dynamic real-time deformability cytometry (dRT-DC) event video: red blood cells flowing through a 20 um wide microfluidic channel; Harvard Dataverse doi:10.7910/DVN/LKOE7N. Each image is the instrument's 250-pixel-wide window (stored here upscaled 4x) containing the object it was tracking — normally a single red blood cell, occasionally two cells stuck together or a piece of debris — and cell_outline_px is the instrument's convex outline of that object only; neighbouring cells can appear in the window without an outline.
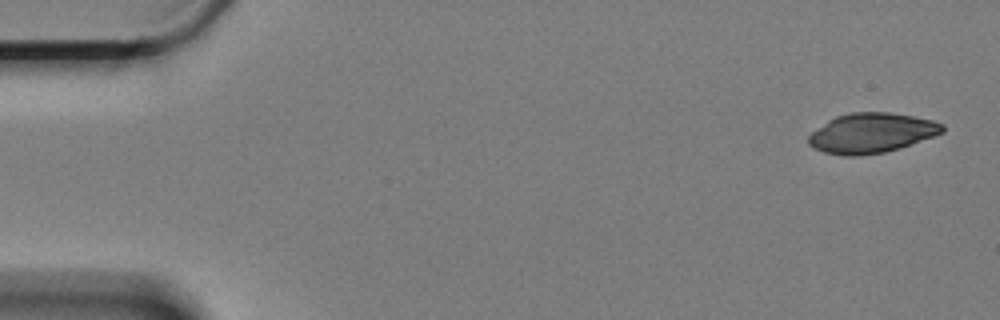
{"species": "Egyptian fruit bat (a non-hibernating species)", "species_latin": "Rousettus aegyptiacus", "temperature_condition": "cold", "stored_images_in_passage": 58, "camera_frame_rate_fps": 3000, "um_per_image_px": 0.085, "animal": {"sex": "female"}, "frame": {"image": 1, "passage_image": 1, "time_ms": 0.0, "image_size_px": [1000, 320], "cell_outline_px": [[944, 132], [884, 152], [860, 156], [844, 156], [824, 152], [808, 144], [808, 136], [812, 132], [828, 120], [836, 116], [852, 112], [888, 112], [912, 116], [932, 120], [944, 124]], "centroid_in_image_um": [74.04, 11.3], "position_along_channel_um": 11.0, "area_um2": 30.69}}
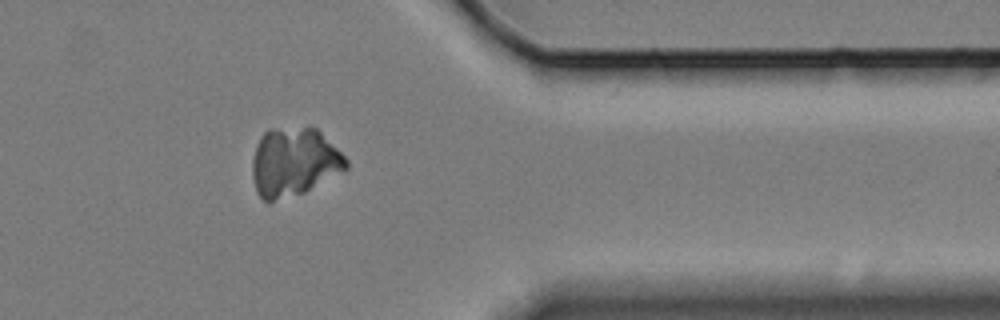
{"frame": {"image": 2, "passage_image": 47, "time_ms": 15.333, "image_size_px": [1000, 320], "cell_outline_px": [[348, 168], [304, 192], [272, 200], [264, 200], [256, 192], [252, 176], [252, 160], [260, 136], [268, 128], [316, 128], [348, 160]], "centroid_in_image_um": [24.96, 13.76], "position_along_channel_um": 386.4, "area_um2": 36.88}}
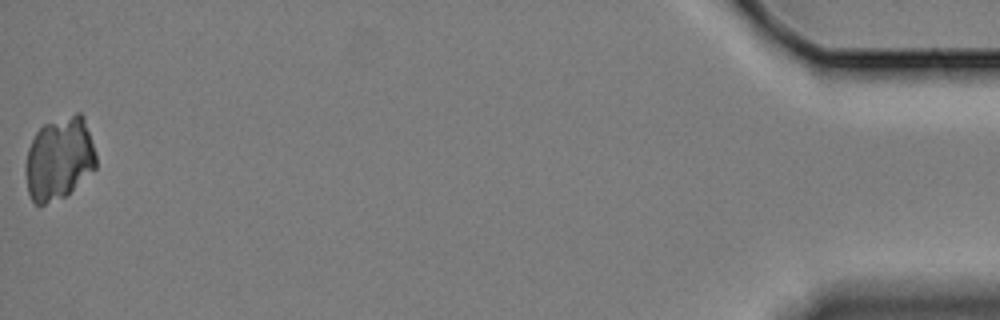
{"frame": {"image": 3, "passage_image": 58, "time_ms": 19.0, "image_size_px": [1000, 320], "cell_outline_px": [[96, 168], [64, 196], [44, 204], [36, 204], [32, 200], [28, 192], [24, 172], [24, 168], [28, 148], [36, 132], [44, 124], [76, 112], [80, 112], [84, 116], [96, 156]], "centroid_in_image_um": [5.01, 13.46], "position_along_channel_um": 430.2, "area_um2": 33.87}}